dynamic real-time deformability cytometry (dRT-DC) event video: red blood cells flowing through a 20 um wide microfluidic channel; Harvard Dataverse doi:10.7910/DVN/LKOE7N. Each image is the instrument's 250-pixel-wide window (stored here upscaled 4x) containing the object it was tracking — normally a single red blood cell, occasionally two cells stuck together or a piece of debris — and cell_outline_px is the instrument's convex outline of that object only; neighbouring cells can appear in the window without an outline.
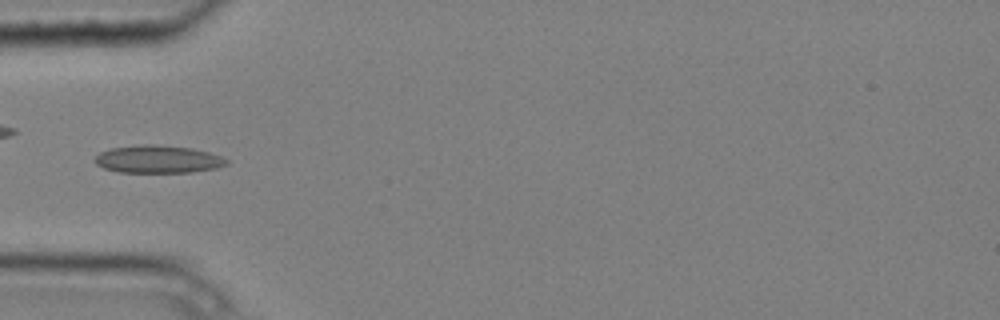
{"species": "common noctule bat (a hibernating species)", "species_latin": "Nyctalus noctula", "temperature_condition": "cold", "stored_images_in_passage": 8, "camera_frame_rate_fps": 3000, "um_per_image_px": 0.085, "animal": {"sex": "male", "body_mass_g": 20.4}, "frame": {"image": 1, "passage_image": 3, "time_ms": 0.667, "image_size_px": [1000, 320], "cell_outline_px": [[228, 164], [216, 168], [192, 172], [120, 172], [104, 168], [96, 164], [96, 156], [100, 152], [112, 148], [144, 144], [156, 144], [192, 148], [208, 152], [220, 156], [228, 160]], "centroid_in_image_um": [13.45, 13.53], "position_along_channel_um": 71.6, "area_um2": 21.1}}
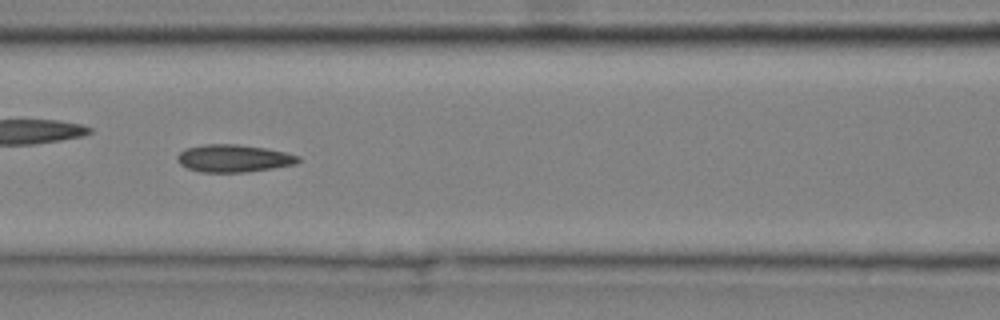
{"frame": {"image": 2, "passage_image": 5, "time_ms": 1.333, "image_size_px": [1000, 320], "cell_outline_px": [[300, 160], [296, 164], [272, 168], [244, 172], [200, 172], [188, 168], [180, 164], [176, 160], [176, 156], [184, 148], [204, 144], [236, 144], [264, 148], [284, 152], [300, 156]], "centroid_in_image_um": [19.82, 13.45], "position_along_channel_um": 146.8, "area_um2": 19.36}}
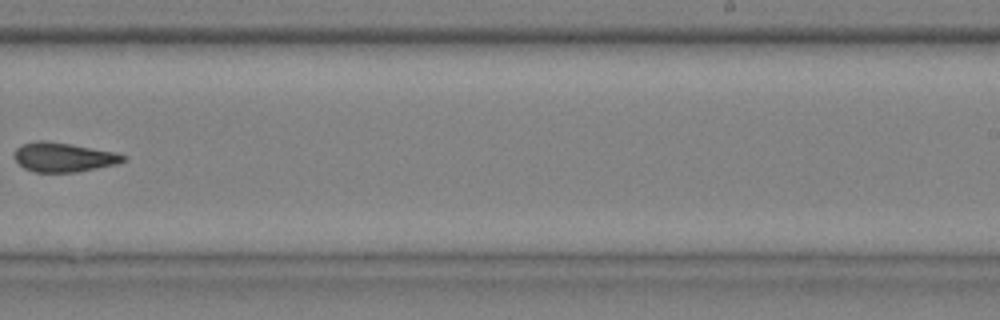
{"frame": {"image": 3, "passage_image": 8, "time_ms": 2.333, "image_size_px": [1000, 320], "cell_outline_px": [[128, 160], [116, 164], [76, 172], [32, 172], [24, 168], [12, 156], [16, 148], [20, 144], [36, 140], [44, 140], [116, 152], [128, 156]], "centroid_in_image_um": [5.38, 13.36], "position_along_channel_um": 283.6, "area_um2": 18.73}}